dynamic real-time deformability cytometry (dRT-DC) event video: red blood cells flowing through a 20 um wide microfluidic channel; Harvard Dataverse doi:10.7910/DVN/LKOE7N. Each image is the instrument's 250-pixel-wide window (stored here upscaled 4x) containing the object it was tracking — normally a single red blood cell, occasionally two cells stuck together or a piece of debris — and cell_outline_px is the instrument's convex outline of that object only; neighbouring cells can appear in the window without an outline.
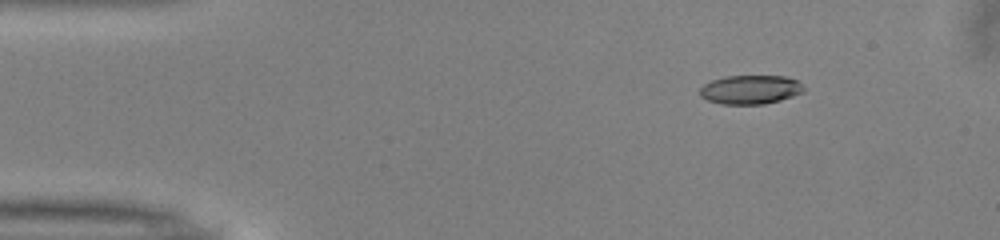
{"species": "common noctule bat (a hibernating species)", "species_latin": "Nyctalus noctula", "temperature_condition": "warm", "stored_images_in_passage": 46, "camera_frame_rate_fps": 3000, "um_per_image_px": 0.085, "animal": {"sex": "male", "body_mass_g": 13.0, "forearm_length_mm": 53.1}, "frame": {"image": 1, "passage_image": 2, "time_ms": 0.333, "image_size_px": [1000, 240], "cell_outline_px": [[804, 92], [780, 100], [764, 104], [720, 104], [708, 100], [700, 96], [700, 88], [704, 84], [712, 80], [724, 76], [788, 76], [796, 80], [804, 88]], "centroid_in_image_um": [63.77, 7.61], "position_along_channel_um": 21.2, "area_um2": 17.51}}
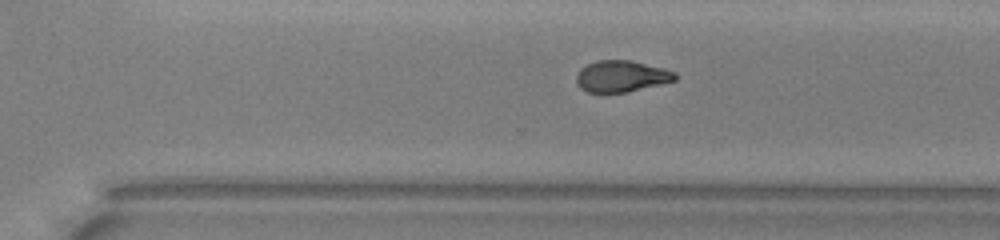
{"frame": {"image": 2, "passage_image": 30, "time_ms": 9.667, "image_size_px": [1000, 240], "cell_outline_px": [[676, 80], [628, 92], [588, 92], [580, 88], [576, 80], [576, 76], [580, 68], [596, 60], [632, 60], [664, 68], [676, 72]], "centroid_in_image_um": [52.82, 6.47], "position_along_channel_um": 317.8, "area_um2": 18.09}}
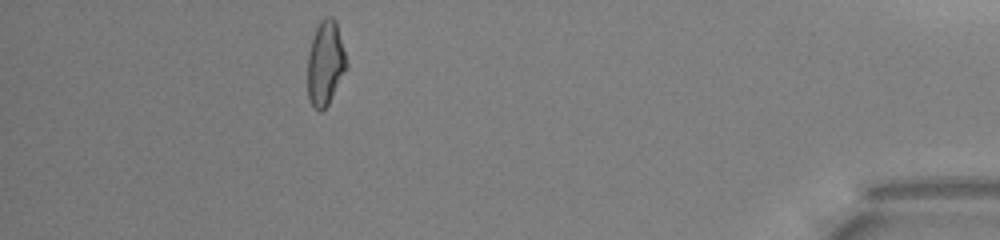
{"frame": {"image": 3, "passage_image": 41, "time_ms": 13.333, "image_size_px": [1000, 240], "cell_outline_px": [[348, 68], [328, 104], [320, 112], [316, 112], [308, 100], [308, 52], [316, 28], [320, 20], [324, 16], [332, 16], [336, 20], [348, 64]], "centroid_in_image_um": [27.66, 5.38], "position_along_channel_um": 407.5, "area_um2": 19.42}, "authors_computed_cell_mechanics": {"area_um2": 18.9006, "velocity_mm_per_s": 4.0388, "shape_relaxation_time_tau1_ms": 4.1986, "shape_relaxation_time_tau2_ms": 3.1928, "deformation_change_tau1": 0.1634, "deformation_change_tau2": 0.1018}}